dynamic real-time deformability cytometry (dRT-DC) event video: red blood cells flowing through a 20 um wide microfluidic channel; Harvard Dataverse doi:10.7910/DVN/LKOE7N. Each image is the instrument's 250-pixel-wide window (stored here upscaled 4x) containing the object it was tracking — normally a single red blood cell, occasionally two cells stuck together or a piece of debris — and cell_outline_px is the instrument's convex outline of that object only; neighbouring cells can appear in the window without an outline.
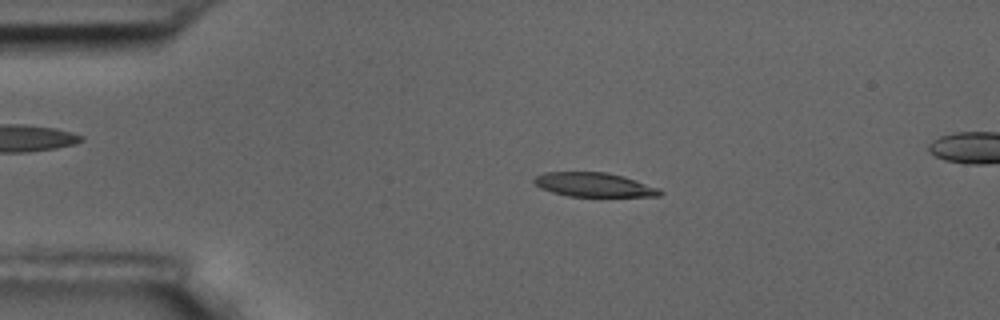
{"species": "common noctule bat (a hibernating species)", "species_latin": "Nyctalus noctula", "temperature_condition": "room temperature", "stored_images_in_passage": 56, "camera_frame_rate_fps": 3000, "um_per_image_px": 0.085, "animal": {"sex": "male", "body_mass_g": 17.5, "forearm_length_mm": 52.3}, "frame": {"image": 1, "passage_image": 11, "time_ms": 3.333, "image_size_px": [1000, 320], "cell_outline_px": [[664, 192], [660, 196], [568, 196], [552, 192], [540, 188], [532, 180], [536, 176], [544, 172], [608, 172], [624, 176], [660, 188]], "centroid_in_image_um": [50.51, 15.7], "position_along_channel_um": 34.5, "area_um2": 17.74}}
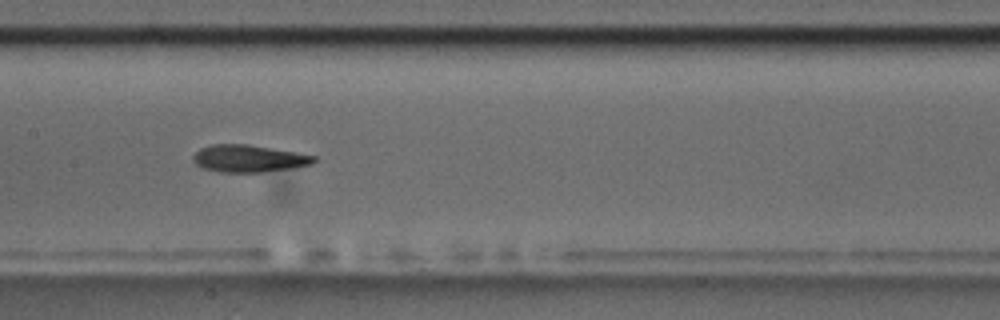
{"frame": {"image": 2, "passage_image": 27, "time_ms": 8.667, "image_size_px": [1000, 320], "cell_outline_px": [[316, 160], [312, 164], [288, 168], [260, 172], [220, 172], [204, 168], [196, 164], [192, 160], [192, 156], [200, 148], [212, 144], [248, 144], [296, 152], [316, 156]], "centroid_in_image_um": [21.11, 13.46], "position_along_channel_um": 186.3, "area_um2": 19.02}}
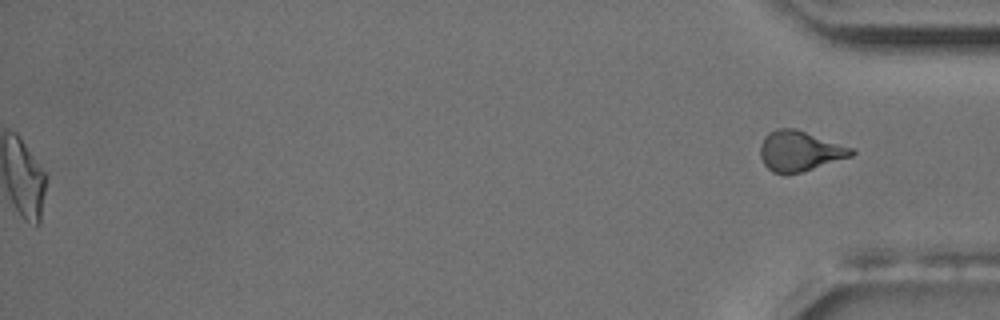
{"frame": {"image": 3, "passage_image": 56, "time_ms": 18.333, "image_size_px": [1000, 320], "cell_outline_px": [[856, 152], [852, 156], [800, 172], [772, 172], [764, 164], [760, 156], [760, 144], [764, 136], [768, 132], [776, 128], [796, 128], [852, 148]], "centroid_in_image_um": [67.94, 12.8], "position_along_channel_um": 367.3, "area_um2": 21.1}, "authors_computed_cell_mechanics": {"area_um2": 19.0451, "velocity_mm_per_s": 3.6108, "shape_relaxation_time_tau1_ms": 5.7366, "shape_relaxation_time_tau2_ms": 3.5826, "deformation_change_tau1": 0.1734, "deformation_change_tau2": 0.11}}